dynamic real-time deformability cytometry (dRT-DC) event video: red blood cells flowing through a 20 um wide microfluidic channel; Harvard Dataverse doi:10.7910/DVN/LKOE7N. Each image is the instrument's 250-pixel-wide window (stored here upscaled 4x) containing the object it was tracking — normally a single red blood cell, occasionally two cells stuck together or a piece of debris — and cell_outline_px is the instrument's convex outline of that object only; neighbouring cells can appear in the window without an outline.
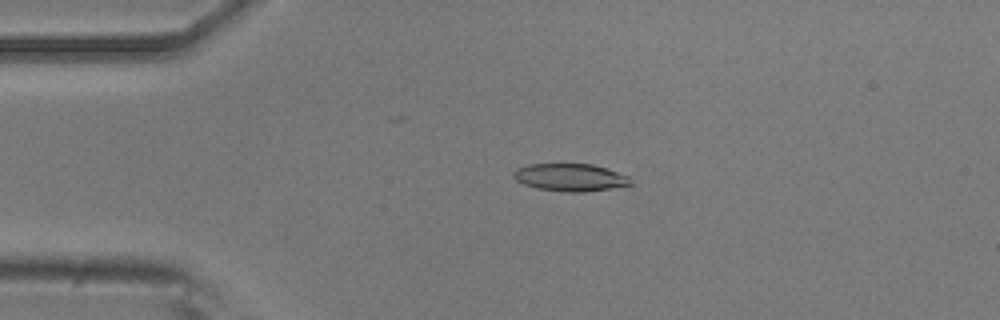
{"species": "common noctule bat (a hibernating species)", "species_latin": "Nyctalus noctula", "temperature_condition": "room temperature", "stored_images_in_passage": 5, "camera_frame_rate_fps": 3000, "um_per_image_px": 0.085, "animal": {"sex": "male", "body_mass_g": 20.5, "forearm_length_mm": 52.5}, "frame": {"image": 1, "passage_image": 4, "time_ms": 1.0, "image_size_px": [1000, 320], "cell_outline_px": [[632, 184], [584, 192], [568, 192], [536, 188], [524, 184], [516, 180], [512, 176], [512, 172], [516, 168], [528, 164], [592, 164], [608, 168], [628, 176], [632, 180]], "centroid_in_image_um": [48.44, 15.07], "position_along_channel_um": 36.6, "area_um2": 18.79}}